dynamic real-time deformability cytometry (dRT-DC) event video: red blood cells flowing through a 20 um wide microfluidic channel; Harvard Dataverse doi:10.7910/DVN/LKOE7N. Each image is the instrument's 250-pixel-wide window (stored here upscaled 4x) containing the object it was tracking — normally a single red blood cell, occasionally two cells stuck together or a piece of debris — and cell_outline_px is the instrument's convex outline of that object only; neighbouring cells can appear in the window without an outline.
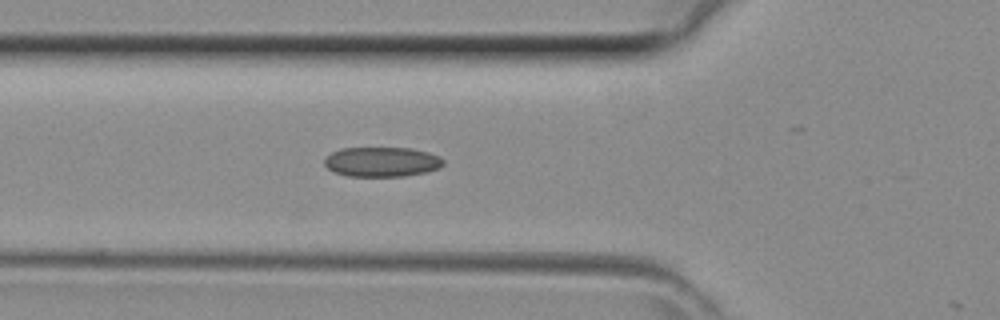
{"species": "common noctule bat (a hibernating species)", "species_latin": "Nyctalus noctula", "temperature_condition": "room temperature", "stored_images_in_passage": 16, "camera_frame_rate_fps": 3000, "um_per_image_px": 0.085, "animal": {"sex": "female", "body_mass_g": 29.2, "forearm_length_mm": 56.3}, "frame": {"image": 1, "passage_image": 15, "time_ms": 4.667, "image_size_px": [1000, 320], "cell_outline_px": [[444, 164], [440, 168], [428, 172], [404, 176], [348, 176], [336, 172], [328, 168], [324, 164], [324, 160], [332, 152], [340, 148], [412, 148], [428, 152], [440, 156], [444, 160]], "centroid_in_image_um": [32.5, 13.75], "position_along_channel_um": 93.3, "area_um2": 20.69}}